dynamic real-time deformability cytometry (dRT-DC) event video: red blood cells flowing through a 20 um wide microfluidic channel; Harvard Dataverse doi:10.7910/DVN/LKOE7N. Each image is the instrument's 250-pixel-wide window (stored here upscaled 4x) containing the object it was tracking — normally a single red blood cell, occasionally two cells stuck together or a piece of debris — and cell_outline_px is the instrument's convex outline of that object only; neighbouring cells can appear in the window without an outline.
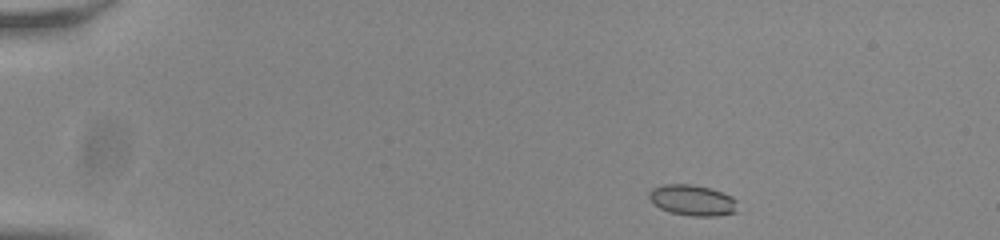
{"species": "common noctule bat (a hibernating species)", "species_latin": "Nyctalus noctula", "temperature_condition": "room temperature", "stored_images_in_passage": 47, "camera_frame_rate_fps": 3000, "um_per_image_px": 0.085, "animal": {"sex": "male", "body_mass_g": 20.0, "forearm_length_mm": 53.3}, "frame": {"image": 1, "passage_image": 1, "time_ms": 0.0, "image_size_px": [1000, 240], "cell_outline_px": [[736, 212], [716, 216], [692, 216], [672, 212], [660, 208], [648, 196], [648, 192], [652, 188], [664, 184], [692, 184], [708, 188], [732, 196], [736, 200]], "centroid_in_image_um": [58.86, 17.01], "position_along_channel_um": 26.1, "area_um2": 15.66}}
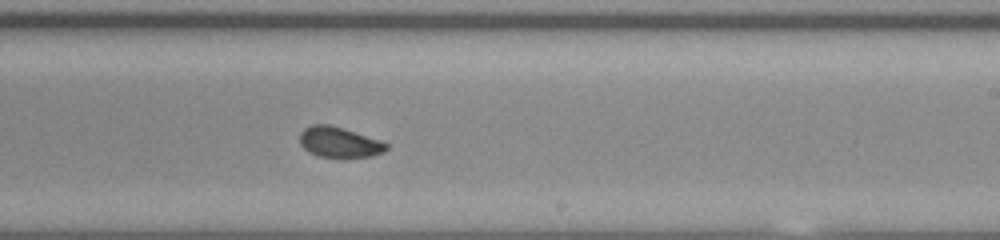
{"frame": {"image": 2, "passage_image": 27, "time_ms": 8.667, "image_size_px": [1000, 240], "cell_outline_px": [[388, 148], [384, 152], [372, 156], [344, 160], [340, 160], [320, 156], [308, 152], [300, 144], [300, 132], [304, 128], [312, 124], [328, 124], [344, 128], [384, 140], [388, 144]], "centroid_in_image_um": [28.89, 12.12], "position_along_channel_um": 260.1, "area_um2": 16.24}}
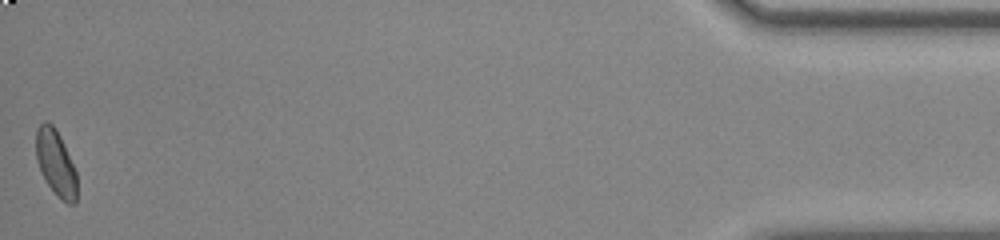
{"frame": {"image": 3, "passage_image": 47, "time_ms": 15.333, "image_size_px": [1000, 240], "cell_outline_px": [[76, 204], [68, 204], [48, 184], [40, 172], [36, 160], [36, 128], [44, 120], [48, 120], [52, 124], [60, 136], [76, 172]], "centroid_in_image_um": [4.71, 13.8], "position_along_channel_um": 430.5, "area_um2": 15.43}, "authors_computed_cell_mechanics": {"area_um2": 15.9528, "velocity_mm_per_s": 3.8084, "shape_relaxation_time_tau1_ms": 4.8914, "shape_relaxation_time_tau2_ms": 1.3243, "deformation_change_tau1": 0.0862, "deformation_change_tau2": 0.0574}}